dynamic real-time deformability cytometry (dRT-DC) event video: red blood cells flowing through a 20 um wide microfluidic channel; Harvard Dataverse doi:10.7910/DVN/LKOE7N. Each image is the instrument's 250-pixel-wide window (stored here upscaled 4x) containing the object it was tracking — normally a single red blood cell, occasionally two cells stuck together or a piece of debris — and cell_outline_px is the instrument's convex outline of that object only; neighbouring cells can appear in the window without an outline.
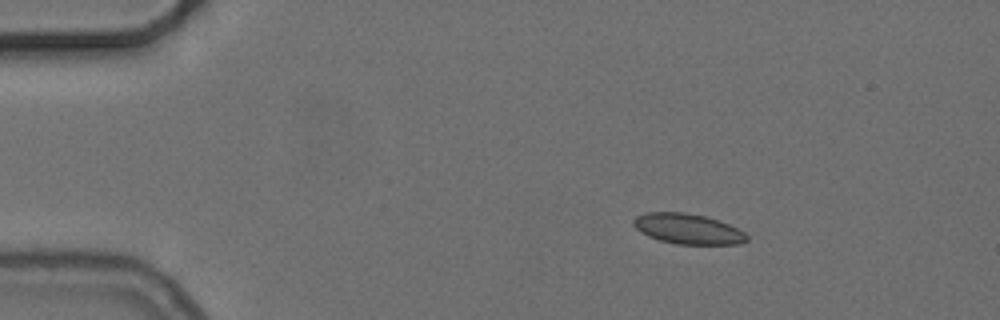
{"species": "common noctule bat (a hibernating species)", "species_latin": "Nyctalus noctula", "temperature_condition": "cold", "stored_images_in_passage": 41, "camera_frame_rate_fps": 3000, "um_per_image_px": 0.085, "animal": {"sex": "female", "body_mass_g": 24.6, "forearm_length_mm": 56.2}, "frame": {"image": 1, "passage_image": 1, "time_ms": 0.0, "image_size_px": [1000, 320], "cell_outline_px": [[748, 240], [736, 244], [676, 244], [660, 240], [648, 236], [640, 232], [632, 224], [632, 220], [636, 216], [644, 212], [684, 212], [708, 216], [728, 224], [744, 232], [748, 236]], "centroid_in_image_um": [58.43, 19.44], "position_along_channel_um": 26.6, "area_um2": 20.11}}
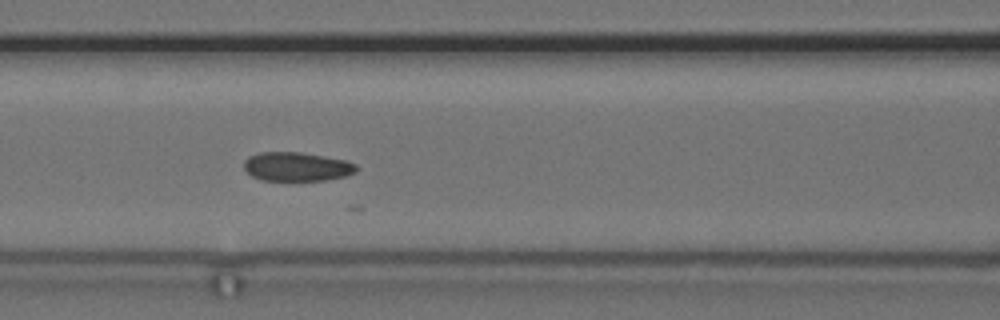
{"frame": {"image": 2, "passage_image": 16, "time_ms": 5.0, "image_size_px": [1000, 320], "cell_outline_px": [[360, 168], [356, 172], [344, 176], [324, 180], [264, 180], [252, 176], [244, 168], [244, 160], [248, 156], [260, 152], [300, 152], [348, 160], [356, 164]], "centroid_in_image_um": [25.25, 14.15], "position_along_channel_um": 141.3, "area_um2": 19.02}}
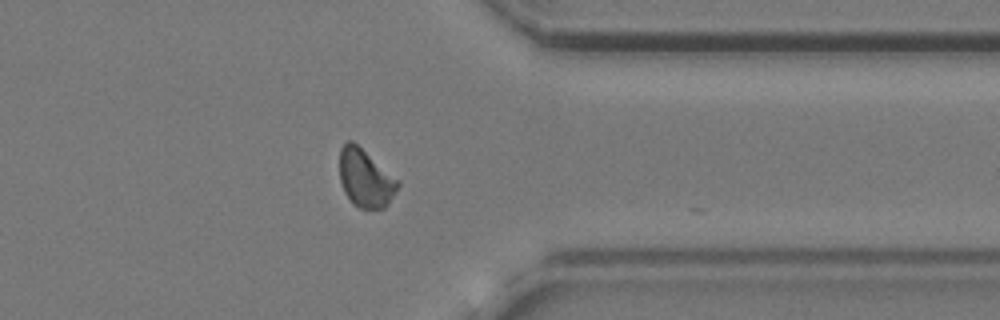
{"frame": {"image": 3, "passage_image": 36, "time_ms": 11.667, "image_size_px": [1000, 320], "cell_outline_px": [[400, 184], [396, 192], [388, 204], [384, 208], [360, 208], [352, 204], [344, 192], [340, 180], [340, 148], [348, 140], [352, 140], [400, 180]], "centroid_in_image_um": [31.07, 15.15], "position_along_channel_um": 380.3, "area_um2": 19.77}, "authors_computed_cell_mechanics": {"area_um2": 19.5364, "velocity_mm_per_s": 3.7077, "shape_relaxation_time_tau1_ms": null, "shape_relaxation_time_tau2_ms": 3.1198, "deformation_change_tau1": null, "deformation_change_tau2": 0.0744}}